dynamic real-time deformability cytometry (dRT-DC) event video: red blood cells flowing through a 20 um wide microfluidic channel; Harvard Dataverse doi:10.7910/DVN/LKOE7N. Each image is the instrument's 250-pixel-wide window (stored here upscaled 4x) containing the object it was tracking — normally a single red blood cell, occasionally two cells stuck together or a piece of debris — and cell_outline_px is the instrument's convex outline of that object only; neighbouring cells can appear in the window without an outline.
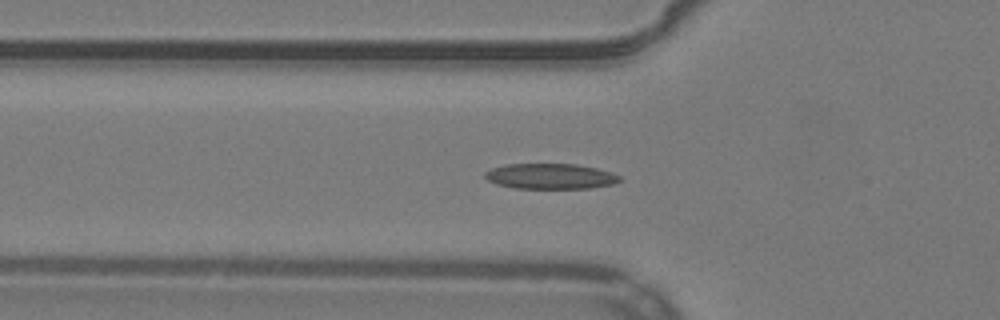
{"species": "common noctule bat (a hibernating species)", "species_latin": "Nyctalus noctula", "temperature_condition": "warm", "stored_images_in_passage": 53, "segment_of_instrument_passage": [1, 2], "camera_frame_rate_fps": 3000, "um_per_image_px": 0.085, "animal": {"sex": "male", "body_mass_g": 19.2, "forearm_length_mm": 51.8}, "frame": {"image": 1, "passage_image": 18, "time_ms": 5.667, "image_size_px": [1000, 320], "cell_outline_px": [[620, 180], [612, 184], [588, 188], [516, 188], [496, 184], [488, 180], [484, 176], [484, 172], [492, 168], [504, 164], [576, 164], [596, 168], [612, 172], [620, 176]], "centroid_in_image_um": [46.75, 14.97], "position_along_channel_um": 79.0, "area_um2": 19.88}}
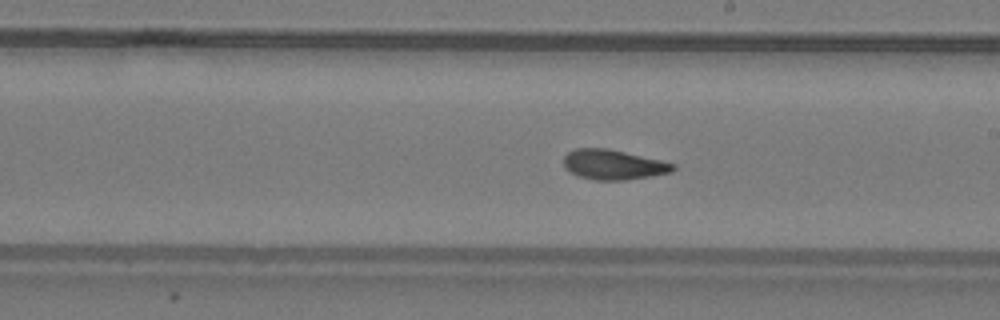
{"frame": {"image": 2, "passage_image": 30, "time_ms": 9.667, "image_size_px": [1000, 320], "cell_outline_px": [[676, 168], [672, 172], [624, 180], [596, 180], [580, 176], [568, 172], [564, 168], [564, 156], [568, 152], [576, 148], [608, 148], [660, 160], [676, 164]], "centroid_in_image_um": [52.11, 13.99], "position_along_channel_um": 236.9, "area_um2": 19.02}}
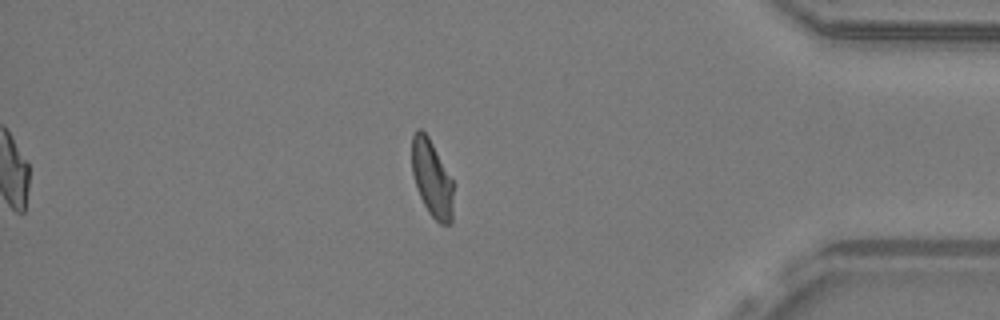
{"frame": {"image": 3, "passage_image": 45, "time_ms": 14.667, "image_size_px": [1000, 320], "cell_outline_px": [[452, 224], [440, 224], [428, 212], [420, 196], [412, 172], [412, 136], [416, 128], [420, 128], [428, 136], [452, 180]], "centroid_in_image_um": [36.69, 15.16], "position_along_channel_um": 398.5, "area_um2": 18.21}}